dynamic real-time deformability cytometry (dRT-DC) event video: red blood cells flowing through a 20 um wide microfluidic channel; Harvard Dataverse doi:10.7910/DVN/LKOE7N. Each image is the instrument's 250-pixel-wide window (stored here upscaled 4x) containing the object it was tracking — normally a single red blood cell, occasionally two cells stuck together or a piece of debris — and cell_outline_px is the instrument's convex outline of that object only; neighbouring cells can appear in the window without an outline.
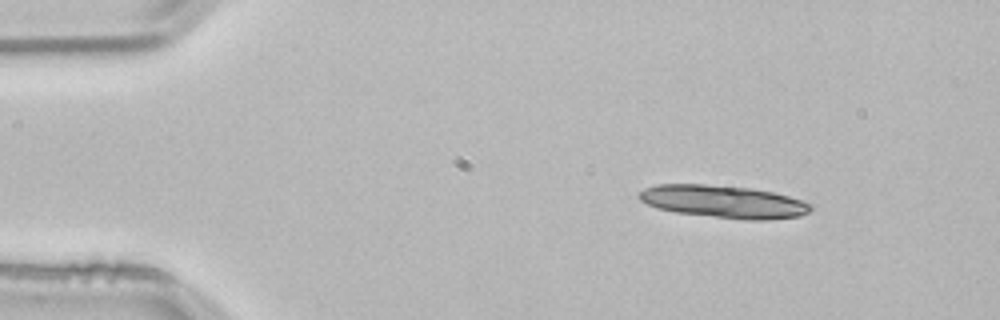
{"species": "common noctule bat (a hibernating species)", "species_latin": "Nyctalus noctula", "temperature_condition": "room temperature", "stored_images_in_passage": 13, "camera_frame_rate_fps": 3000, "um_per_image_px": 0.085, "animal": {"sex": "male", "body_mass_g": 21.5, "forearm_length_mm": 52.0}, "frame": {"image": 1, "passage_image": 1, "time_ms": 0.0, "image_size_px": [1000, 320], "cell_outline_px": [[812, 208], [808, 212], [800, 216], [768, 220], [748, 220], [676, 212], [656, 208], [640, 200], [636, 196], [644, 188], [656, 184], [704, 184], [748, 188], [772, 192], [788, 196], [812, 204]], "centroid_in_image_um": [61.48, 17.14], "position_along_channel_um": 23.5, "area_um2": 32.43}}
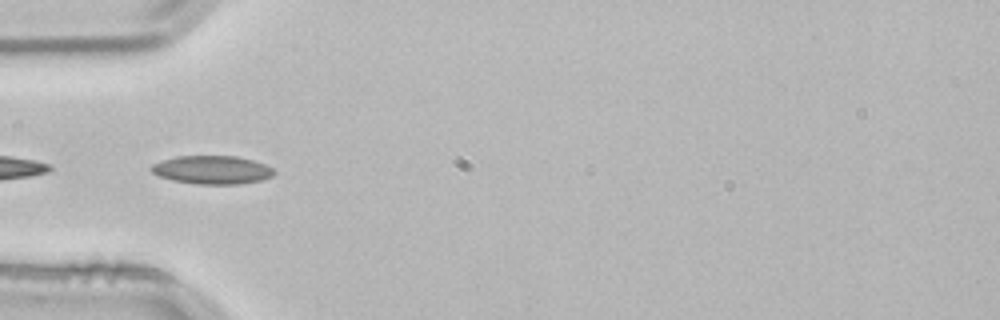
{"frame": {"image": 2, "passage_image": 11, "time_ms": 3.333, "image_size_px": [1000, 320], "cell_outline_px": [[276, 172], [272, 176], [260, 180], [240, 184], [196, 184], [172, 180], [160, 176], [152, 172], [148, 168], [152, 164], [176, 156], [236, 156], [252, 160], [264, 164], [272, 168]], "centroid_in_image_um": [18.01, 14.44], "position_along_channel_um": 67.0, "area_um2": 20.23}}